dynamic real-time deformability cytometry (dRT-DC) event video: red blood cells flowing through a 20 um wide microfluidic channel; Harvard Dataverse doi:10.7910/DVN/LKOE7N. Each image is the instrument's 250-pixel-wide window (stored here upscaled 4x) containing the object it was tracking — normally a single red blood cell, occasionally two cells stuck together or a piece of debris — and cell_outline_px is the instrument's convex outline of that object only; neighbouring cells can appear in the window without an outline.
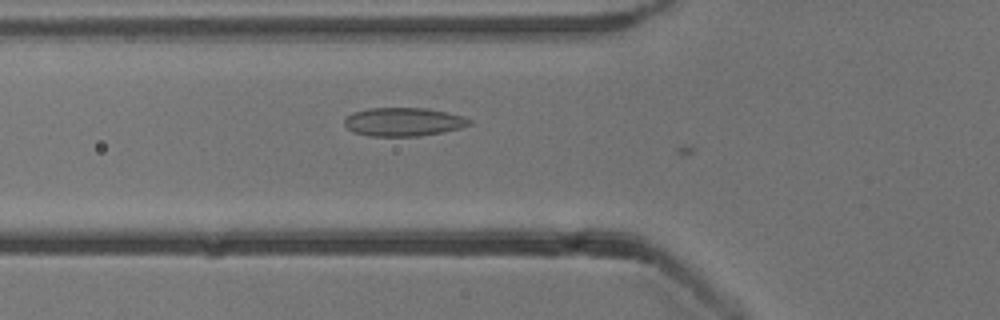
{"species": "common noctule bat (a hibernating species)", "species_latin": "Nyctalus noctula", "temperature_condition": "cold", "stored_images_in_passage": 11, "camera_frame_rate_fps": 3000, "um_per_image_px": 0.085, "animal": {"sex": "male", "body_mass_g": 13.3}, "frame": {"image": 1, "passage_image": 10, "time_ms": 3.0, "image_size_px": [1000, 320], "cell_outline_px": [[472, 124], [460, 128], [444, 132], [420, 136], [368, 136], [352, 132], [344, 124], [344, 120], [352, 112], [368, 108], [424, 108], [448, 112], [464, 116], [472, 120]], "centroid_in_image_um": [34.31, 10.36], "position_along_channel_um": 91.5, "area_um2": 20.98}}